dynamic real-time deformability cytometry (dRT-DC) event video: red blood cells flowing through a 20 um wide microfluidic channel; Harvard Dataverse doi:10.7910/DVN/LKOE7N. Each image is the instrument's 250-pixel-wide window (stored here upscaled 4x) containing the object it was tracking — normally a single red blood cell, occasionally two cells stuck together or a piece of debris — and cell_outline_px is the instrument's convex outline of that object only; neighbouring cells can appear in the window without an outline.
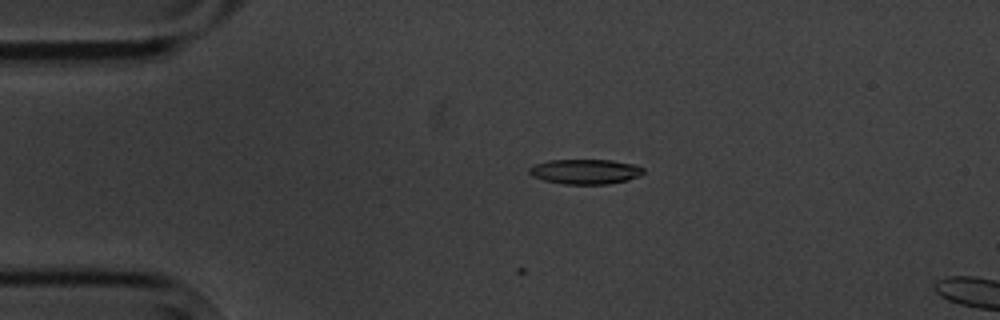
{"species": "common noctule bat (a hibernating species)", "species_latin": "Nyctalus noctula", "temperature_condition": "cold", "stored_images_in_passage": 4, "camera_frame_rate_fps": 3000, "um_per_image_px": 0.085, "animal": {"sex": "male", "body_mass_g": 20.1, "forearm_length_mm": 53.5}, "frame": {"image": 1, "passage_image": 3, "time_ms": 2.333, "image_size_px": [1000, 320], "cell_outline_px": [[644, 172], [640, 176], [628, 180], [608, 184], [564, 184], [544, 180], [532, 176], [528, 172], [528, 168], [536, 164], [548, 160], [612, 160], [636, 164], [644, 168]], "centroid_in_image_um": [49.78, 14.58], "position_along_channel_um": 35.2, "area_um2": 16.7}}